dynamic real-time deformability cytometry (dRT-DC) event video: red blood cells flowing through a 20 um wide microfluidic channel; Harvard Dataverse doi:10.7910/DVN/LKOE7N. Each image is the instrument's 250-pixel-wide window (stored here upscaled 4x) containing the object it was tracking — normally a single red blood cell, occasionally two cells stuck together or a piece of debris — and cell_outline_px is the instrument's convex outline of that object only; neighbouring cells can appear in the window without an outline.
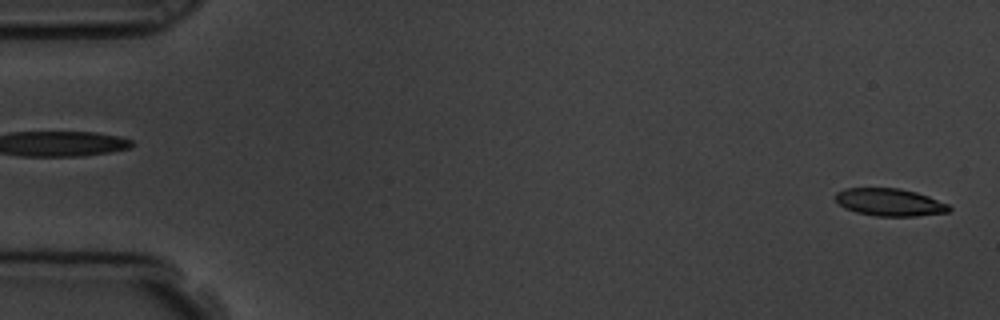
{"species": "common noctule bat (a hibernating species)", "species_latin": "Nyctalus noctula", "temperature_condition": "room temperature", "stored_images_in_passage": 53, "camera_frame_rate_fps": 3000, "um_per_image_px": 0.085, "animal": {"sex": "male", "body_mass_g": 19.5, "forearm_length_mm": 54.6}, "frame": {"image": 1, "passage_image": 1, "time_ms": 0.0, "image_size_px": [1000, 320], "cell_outline_px": [[952, 208], [948, 212], [916, 216], [876, 216], [856, 212], [844, 208], [836, 200], [836, 192], [844, 188], [900, 188], [916, 192], [928, 196], [948, 204]], "centroid_in_image_um": [75.62, 17.19], "position_along_channel_um": 9.4, "area_um2": 18.21}}
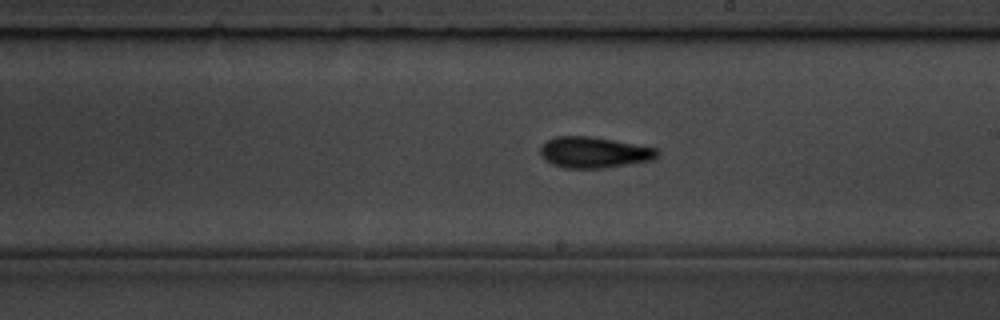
{"frame": {"image": 2, "passage_image": 30, "time_ms": 9.667, "image_size_px": [1000, 320], "cell_outline_px": [[660, 152], [652, 160], [604, 168], [564, 168], [552, 164], [544, 160], [540, 156], [540, 148], [548, 140], [556, 136], [588, 136], [612, 140], [656, 148]], "centroid_in_image_um": [50.45, 12.96], "position_along_channel_um": 238.5, "area_um2": 20.98}}
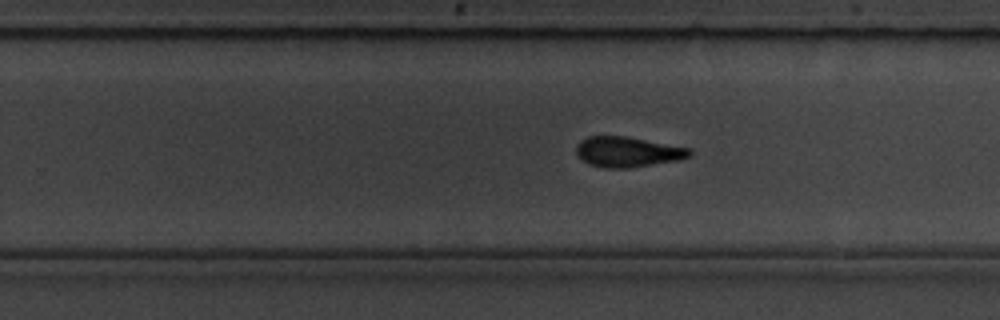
{"frame": {"image": 3, "passage_image": 33, "time_ms": 10.667, "image_size_px": [1000, 320], "cell_outline_px": [[692, 156], [680, 160], [632, 168], [604, 168], [588, 164], [580, 160], [576, 156], [576, 144], [580, 140], [588, 136], [624, 136], [692, 148]], "centroid_in_image_um": [53.34, 12.92], "position_along_channel_um": 276.5, "area_um2": 20.46}, "authors_computed_cell_mechanics": {"area_um2": 19.5942, "velocity_mm_per_s": 3.8188, "shape_relaxation_time_tau1_ms": 4.1717, "shape_relaxation_time_tau2_ms": 2.6588, "deformation_change_tau1": 0.1517, "deformation_change_tau2": 0.1087}}